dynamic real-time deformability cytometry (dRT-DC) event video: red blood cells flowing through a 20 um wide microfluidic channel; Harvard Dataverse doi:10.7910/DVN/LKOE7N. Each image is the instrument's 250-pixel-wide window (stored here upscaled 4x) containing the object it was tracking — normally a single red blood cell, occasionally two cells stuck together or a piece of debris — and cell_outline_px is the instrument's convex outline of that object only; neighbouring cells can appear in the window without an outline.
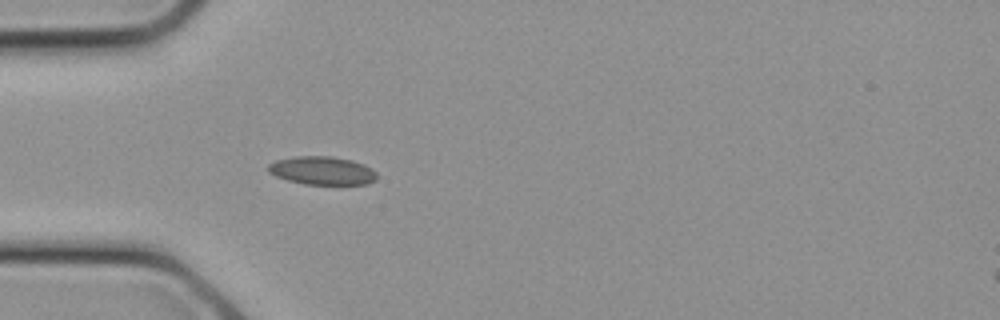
{"species": "common noctule bat (a hibernating species)", "species_latin": "Nyctalus noctula", "temperature_condition": "cold", "stored_images_in_passage": 13, "camera_frame_rate_fps": 3000, "um_per_image_px": 0.085, "animal": {"sex": "female", "body_mass_g": 21.9}, "frame": {"image": 1, "passage_image": 8, "time_ms": 2.333, "image_size_px": [1000, 320], "cell_outline_px": [[376, 180], [368, 184], [304, 184], [288, 180], [276, 176], [268, 172], [268, 164], [276, 160], [296, 156], [332, 156], [352, 160], [364, 164], [372, 168], [376, 172]], "centroid_in_image_um": [27.4, 14.5], "position_along_channel_um": 57.6, "area_um2": 17.98}}
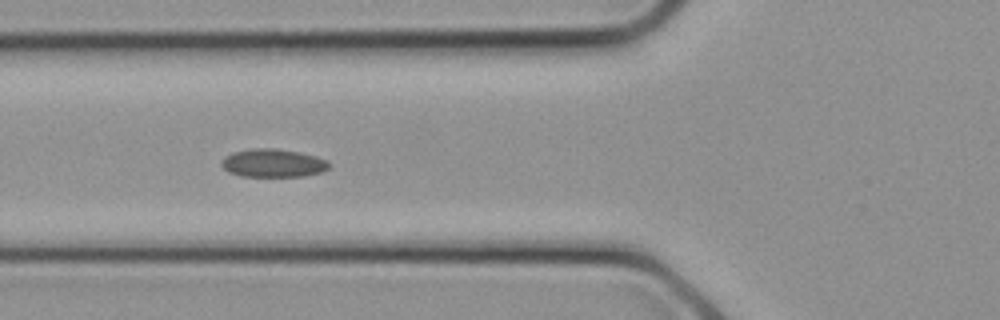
{"frame": {"image": 2, "passage_image": 10, "time_ms": 3.0, "image_size_px": [1000, 320], "cell_outline_px": [[328, 168], [320, 172], [304, 176], [240, 176], [228, 172], [220, 164], [220, 160], [224, 156], [232, 152], [248, 148], [276, 148], [316, 156], [328, 160]], "centroid_in_image_um": [23.14, 13.85], "position_along_channel_um": 102.7, "area_um2": 17.74}}
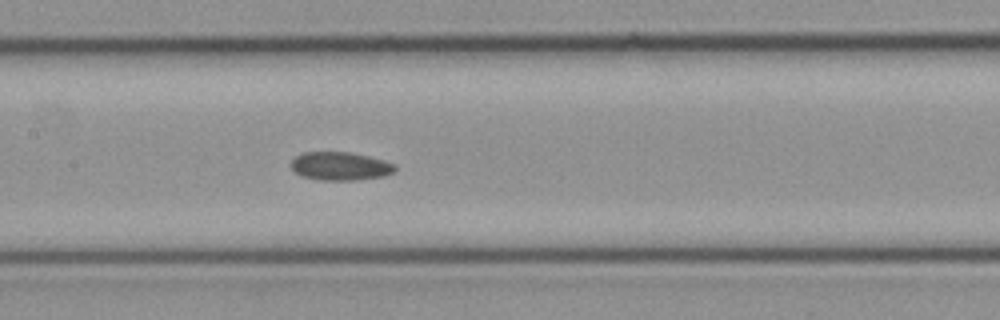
{"frame": {"image": 3, "passage_image": 13, "time_ms": 4.0, "image_size_px": [1000, 320], "cell_outline_px": [[396, 172], [384, 176], [360, 180], [320, 180], [300, 176], [288, 164], [300, 152], [352, 152], [384, 160], [396, 164]], "centroid_in_image_um": [28.93, 14.12], "position_along_channel_um": 178.5, "area_um2": 17.51}}